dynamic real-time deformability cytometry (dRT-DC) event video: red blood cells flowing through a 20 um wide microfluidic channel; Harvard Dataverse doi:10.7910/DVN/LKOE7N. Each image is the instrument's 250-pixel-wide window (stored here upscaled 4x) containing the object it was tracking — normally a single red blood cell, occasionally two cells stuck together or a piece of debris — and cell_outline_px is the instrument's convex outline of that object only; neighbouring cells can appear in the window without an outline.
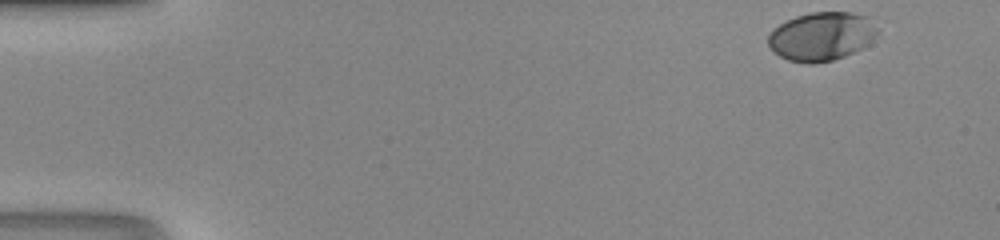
{"species": "human", "species_latin": "Homo sapiens", "temperature_condition": "room temperature", "stored_images_in_passage": 38, "camera_frame_rate_fps": 3000, "um_per_image_px": 0.085, "donor": {"sex": "male"}, "frame": {"image": 1, "passage_image": 1, "time_ms": 0.0, "image_size_px": [1000, 240], "cell_outline_px": [[876, 32], [868, 44], [844, 56], [832, 60], [812, 64], [808, 64], [788, 60], [780, 56], [768, 44], [768, 36], [780, 24], [796, 16], [812, 12], [852, 12], [868, 16], [876, 28]], "centroid_in_image_um": [69.82, 3.09], "position_along_channel_um": 15.2, "area_um2": 30.46}}
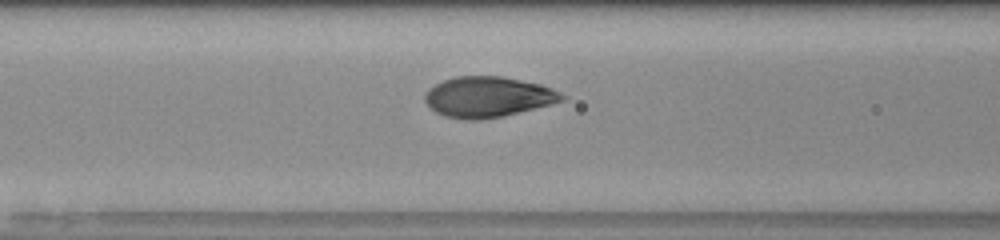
{"frame": {"image": 2, "passage_image": 18, "time_ms": 5.667, "image_size_px": [1000, 240], "cell_outline_px": [[568, 96], [564, 100], [552, 104], [504, 116], [480, 120], [464, 120], [444, 116], [436, 112], [424, 100], [424, 96], [428, 88], [444, 80], [456, 76], [500, 76], [540, 84], [552, 88]], "centroid_in_image_um": [41.49, 8.24], "position_along_channel_um": 125.1, "area_um2": 32.48}}
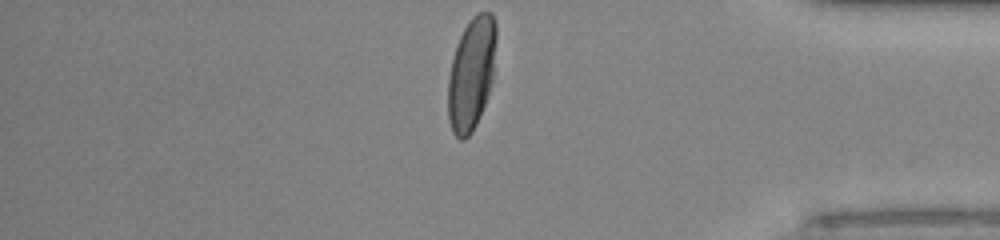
{"frame": {"image": 3, "passage_image": 38, "time_ms": 12.333, "image_size_px": [1000, 240], "cell_outline_px": [[496, 40], [492, 84], [476, 124], [472, 132], [464, 140], [460, 140], [452, 132], [448, 120], [448, 80], [452, 60], [456, 44], [468, 20], [476, 12], [492, 12], [496, 20]], "centroid_in_image_um": [40.07, 6.23], "position_along_channel_um": 395.1, "area_um2": 31.85}}